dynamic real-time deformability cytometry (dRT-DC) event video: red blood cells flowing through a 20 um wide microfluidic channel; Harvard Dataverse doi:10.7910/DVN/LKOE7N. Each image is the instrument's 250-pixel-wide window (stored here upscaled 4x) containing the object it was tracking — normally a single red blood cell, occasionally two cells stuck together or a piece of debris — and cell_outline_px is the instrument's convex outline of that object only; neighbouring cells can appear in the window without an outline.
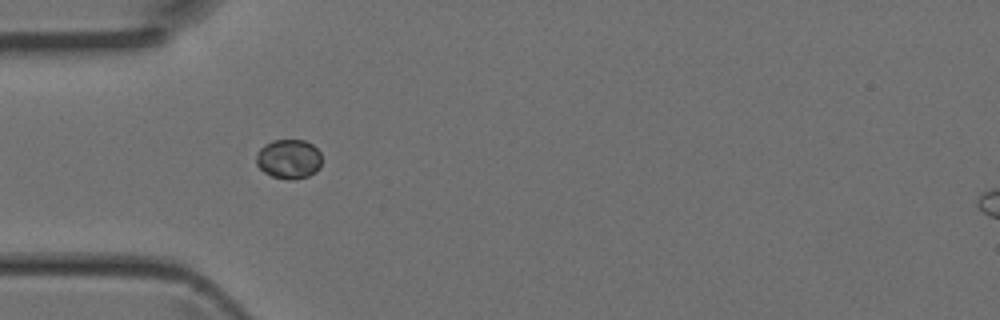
{"species": "Egyptian fruit bat (a non-hibernating species)", "species_latin": "Rousettus aegyptiacus", "temperature_condition": "room temperature", "stored_images_in_passage": 5, "camera_frame_rate_fps": 3000, "um_per_image_px": 0.085, "animal": {"sex": "female"}, "frame": {"image": 1, "passage_image": 4, "time_ms": 1.0, "image_size_px": [1000, 320], "cell_outline_px": [[320, 168], [316, 172], [308, 176], [292, 180], [288, 180], [272, 176], [264, 172], [256, 164], [256, 152], [264, 144], [272, 140], [304, 140], [312, 144], [320, 152]], "centroid_in_image_um": [24.53, 13.51], "position_along_channel_um": 60.5, "area_um2": 15.2}}
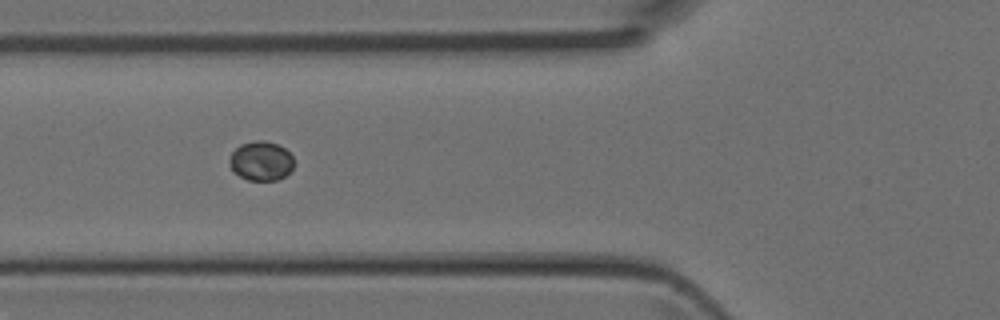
{"frame": {"image": 2, "passage_image": 5, "time_ms": 1.333, "image_size_px": [1000, 320], "cell_outline_px": [[292, 168], [284, 176], [276, 180], [248, 180], [232, 172], [228, 164], [228, 160], [232, 152], [240, 144], [256, 140], [264, 140], [276, 144], [284, 148], [292, 156]], "centroid_in_image_um": [22.13, 13.68], "position_along_channel_um": 103.7, "area_um2": 14.74}}